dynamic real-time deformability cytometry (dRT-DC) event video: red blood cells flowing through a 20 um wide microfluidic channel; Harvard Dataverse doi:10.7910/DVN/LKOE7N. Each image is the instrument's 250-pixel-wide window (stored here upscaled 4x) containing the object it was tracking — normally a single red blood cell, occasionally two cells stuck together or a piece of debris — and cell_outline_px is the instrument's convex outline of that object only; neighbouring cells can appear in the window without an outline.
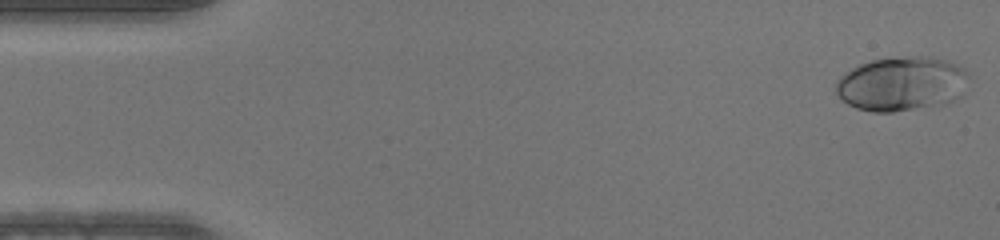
{"species": "human", "species_latin": "Homo sapiens", "temperature_condition": "warm", "stored_images_in_passage": 49, "camera_frame_rate_fps": 3000, "um_per_image_px": 0.085, "donor": {"sex": "male"}, "frame": {"image": 1, "passage_image": 1, "time_ms": 0.0, "image_size_px": [1000, 240], "cell_outline_px": [[968, 72], [964, 96], [948, 104], [892, 112], [872, 112], [856, 108], [840, 100], [836, 92], [836, 80], [844, 72], [860, 64], [872, 60], [912, 56], [932, 56], [956, 64], [964, 68]], "centroid_in_image_um": [76.67, 7.14], "position_along_channel_um": 8.3, "area_um2": 42.66}}
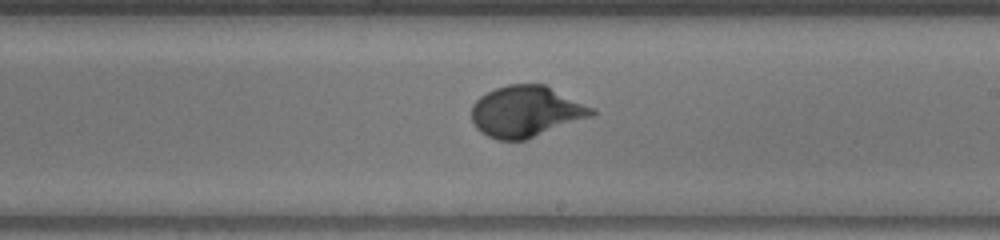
{"frame": {"image": 2, "passage_image": 28, "time_ms": 9.0, "image_size_px": [1000, 240], "cell_outline_px": [[596, 116], [524, 140], [496, 140], [480, 132], [476, 128], [472, 120], [472, 104], [480, 96], [496, 88], [508, 84], [544, 84], [596, 108]], "centroid_in_image_um": [44.76, 9.48], "position_along_channel_um": 244.2, "area_um2": 36.18}}
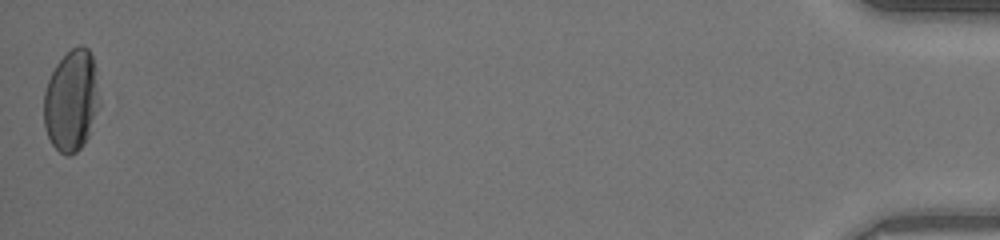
{"frame": {"image": 3, "passage_image": 49, "time_ms": 16.0, "image_size_px": [1000, 240], "cell_outline_px": [[96, 108], [88, 136], [84, 144], [76, 152], [68, 156], [60, 152], [52, 144], [48, 136], [44, 124], [44, 92], [48, 80], [56, 64], [72, 48], [80, 44], [88, 48], [92, 56], [96, 68]], "centroid_in_image_um": [6.02, 8.54], "position_along_channel_um": 429.2, "area_um2": 32.08}}